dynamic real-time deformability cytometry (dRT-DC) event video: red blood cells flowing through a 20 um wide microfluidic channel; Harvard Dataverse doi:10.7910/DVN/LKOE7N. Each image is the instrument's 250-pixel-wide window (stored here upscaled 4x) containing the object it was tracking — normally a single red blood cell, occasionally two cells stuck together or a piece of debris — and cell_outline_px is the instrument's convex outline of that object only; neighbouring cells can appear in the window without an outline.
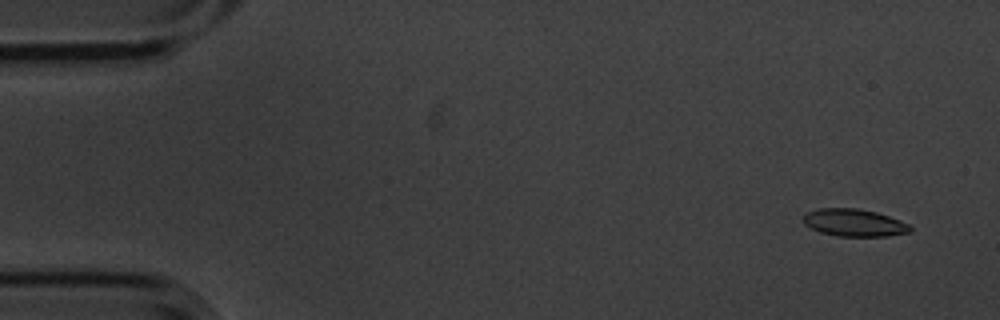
{"species": "common noctule bat (a hibernating species)", "species_latin": "Nyctalus noctula", "temperature_condition": "cold", "stored_images_in_passage": 5, "segment_of_instrument_passage": [1, 2], "camera_frame_rate_fps": 3000, "um_per_image_px": 0.085, "animal": {"sex": "male", "body_mass_g": 20.1, "forearm_length_mm": 53.5}, "frame": {"image": 1, "passage_image": 1, "time_ms": 0.0, "image_size_px": [1000, 320], "cell_outline_px": [[912, 232], [888, 236], [840, 236], [820, 232], [804, 224], [804, 212], [820, 208], [856, 208], [876, 212], [888, 216], [908, 224], [912, 228]], "centroid_in_image_um": [72.6, 18.93], "position_along_channel_um": 12.4, "area_um2": 16.99}}